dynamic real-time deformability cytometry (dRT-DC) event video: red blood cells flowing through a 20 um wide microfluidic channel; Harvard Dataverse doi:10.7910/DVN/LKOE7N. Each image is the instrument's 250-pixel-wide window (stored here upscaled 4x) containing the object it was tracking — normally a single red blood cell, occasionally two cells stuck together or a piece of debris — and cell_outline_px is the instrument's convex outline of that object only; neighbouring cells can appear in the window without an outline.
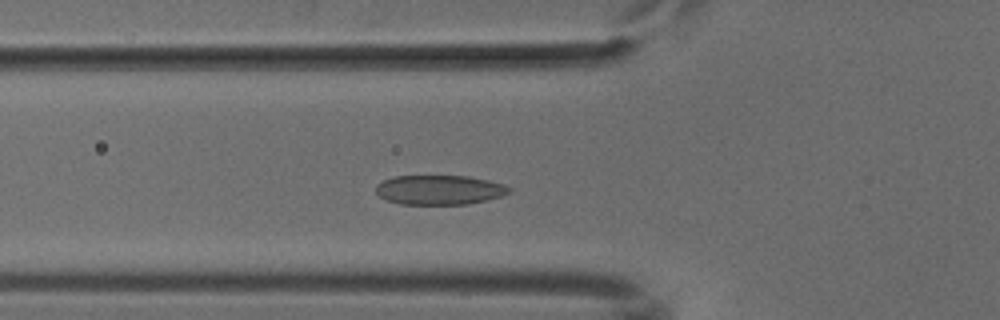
{"species": "common noctule bat (a hibernating species)", "species_latin": "Nyctalus noctula", "temperature_condition": "cold", "stored_images_in_passage": 49, "camera_frame_rate_fps": 3000, "um_per_image_px": 0.085, "animal": {"sex": "male", "body_mass_g": 18.8}, "frame": {"image": 1, "passage_image": 15, "time_ms": 4.667, "image_size_px": [1000, 320], "cell_outline_px": [[512, 192], [488, 200], [468, 204], [400, 204], [388, 200], [380, 196], [376, 192], [376, 184], [392, 176], [468, 176], [488, 180], [504, 184], [512, 188]], "centroid_in_image_um": [37.38, 16.14], "position_along_channel_um": 88.4, "area_um2": 23.0}}
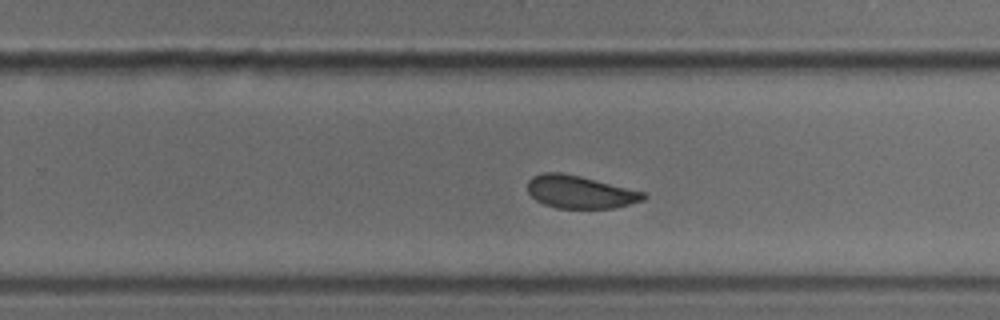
{"frame": {"image": 2, "passage_image": 30, "time_ms": 9.667, "image_size_px": [1000, 320], "cell_outline_px": [[648, 196], [644, 200], [612, 208], [556, 208], [544, 204], [536, 200], [528, 192], [528, 180], [532, 176], [544, 172], [560, 172], [580, 176], [648, 192]], "centroid_in_image_um": [49.33, 16.31], "position_along_channel_um": 280.5, "area_um2": 22.25}}
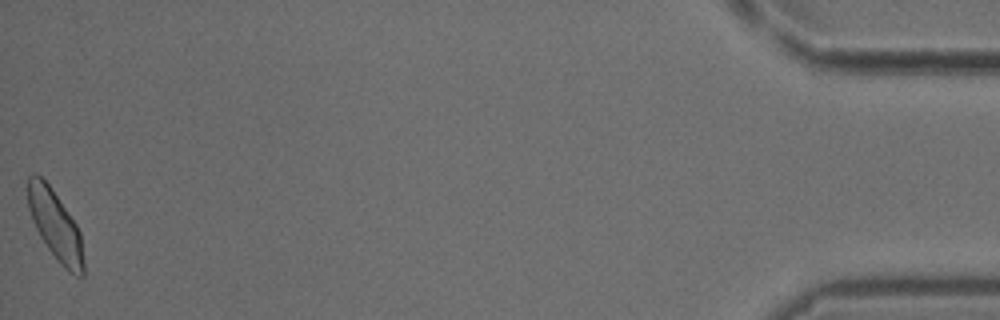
{"frame": {"image": 3, "passage_image": 49, "time_ms": 16.0, "image_size_px": [1000, 320], "cell_outline_px": [[84, 276], [76, 276], [68, 272], [56, 260], [40, 236], [32, 220], [28, 208], [28, 176], [32, 172], [36, 172], [52, 188], [76, 224], [80, 232], [84, 264]], "centroid_in_image_um": [4.7, 19.15], "position_along_channel_um": 430.5, "area_um2": 22.6}}